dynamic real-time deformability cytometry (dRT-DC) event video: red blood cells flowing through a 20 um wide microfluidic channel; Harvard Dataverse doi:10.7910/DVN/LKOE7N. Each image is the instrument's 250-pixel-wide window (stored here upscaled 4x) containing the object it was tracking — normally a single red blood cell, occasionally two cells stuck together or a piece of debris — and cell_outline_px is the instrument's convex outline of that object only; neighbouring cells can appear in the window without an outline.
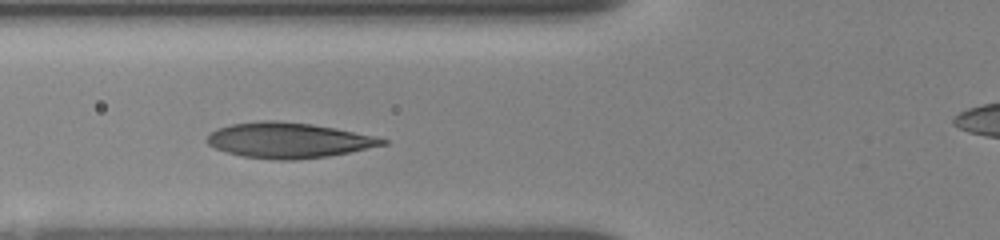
{"species": "human", "species_latin": "Homo sapiens", "temperature_condition": "room temperature", "stored_images_in_passage": 16, "camera_frame_rate_fps": 3000, "um_per_image_px": 0.085, "donor": {"sex": "female"}, "frame": {"image": 1, "passage_image": 12, "time_ms": 3.667, "image_size_px": [1000, 240], "cell_outline_px": [[388, 144], [328, 156], [296, 160], [280, 160], [244, 156], [228, 152], [216, 148], [208, 144], [204, 140], [216, 128], [232, 124], [260, 120], [276, 120], [312, 124], [336, 128], [376, 136], [388, 140]], "centroid_in_image_um": [24.53, 11.91], "position_along_channel_um": 101.3, "area_um2": 36.07}}
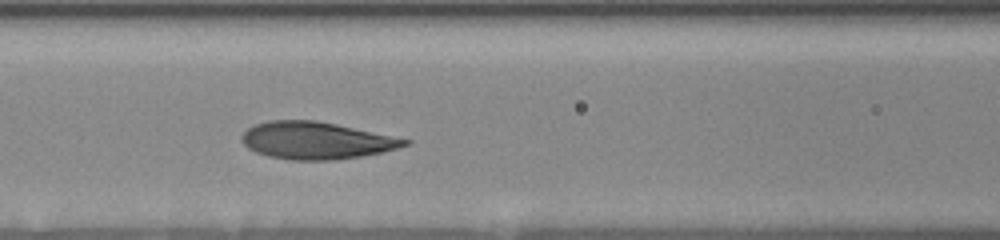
{"frame": {"image": 2, "passage_image": 14, "time_ms": 4.667, "image_size_px": [1000, 240], "cell_outline_px": [[412, 140], [408, 144], [384, 152], [360, 156], [332, 160], [292, 160], [268, 156], [256, 152], [248, 148], [240, 140], [240, 136], [248, 128], [256, 124], [268, 120], [316, 120], [336, 124]], "centroid_in_image_um": [26.84, 11.94], "position_along_channel_um": 139.8, "area_um2": 35.2}}
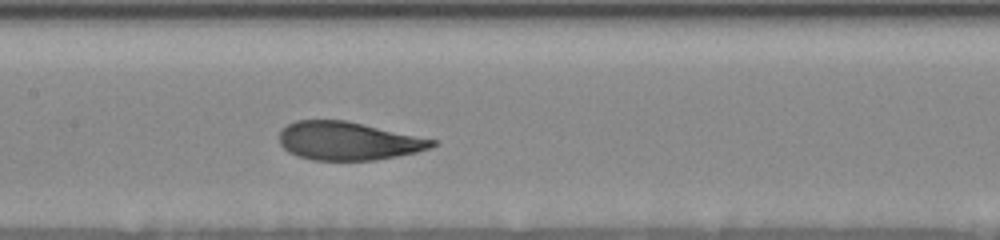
{"frame": {"image": 3, "passage_image": 16, "time_ms": 5.667, "image_size_px": [1000, 240], "cell_outline_px": [[440, 140], [436, 144], [428, 148], [416, 152], [396, 156], [372, 160], [312, 160], [296, 156], [288, 152], [280, 144], [280, 132], [288, 124], [296, 120], [344, 120]], "centroid_in_image_um": [29.59, 11.98], "position_along_channel_um": 177.8, "area_um2": 34.04}}